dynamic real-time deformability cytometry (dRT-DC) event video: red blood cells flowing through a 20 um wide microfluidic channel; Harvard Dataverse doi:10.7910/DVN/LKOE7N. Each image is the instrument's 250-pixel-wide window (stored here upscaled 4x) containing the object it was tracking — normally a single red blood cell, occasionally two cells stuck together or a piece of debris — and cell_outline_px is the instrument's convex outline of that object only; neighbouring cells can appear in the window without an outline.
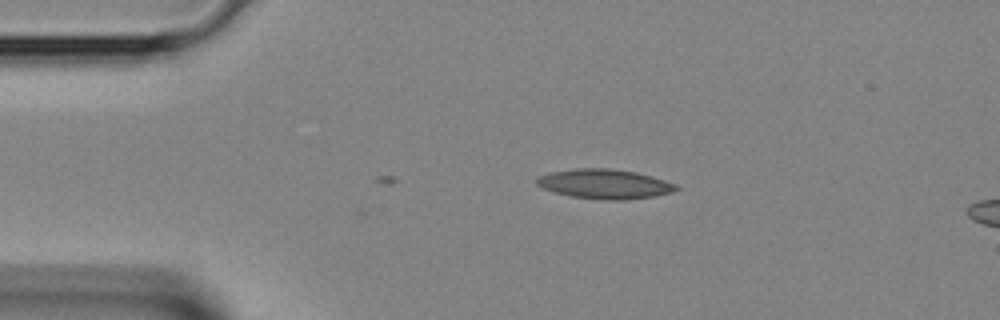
{"species": "Egyptian fruit bat (a non-hibernating species)", "species_latin": "Rousettus aegyptiacus", "temperature_condition": "room temperature", "stored_images_in_passage": 3, "camera_frame_rate_fps": 3000, "um_per_image_px": 0.085, "animal": {"sex": "female"}, "frame": {"image": 1, "passage_image": 2, "time_ms": 0.333, "image_size_px": [1000, 320], "cell_outline_px": [[680, 188], [672, 192], [656, 196], [628, 200], [600, 200], [572, 196], [556, 192], [544, 188], [536, 184], [536, 176], [552, 172], [576, 168], [608, 168], [636, 172], [652, 176], [676, 184]], "centroid_in_image_um": [51.42, 15.64], "position_along_channel_um": 33.6, "area_um2": 24.1}}